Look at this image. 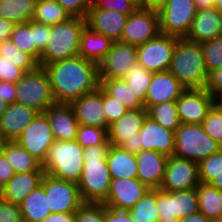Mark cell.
<instances>
[{
  "label": "cell",
  "mask_w": 222,
  "mask_h": 222,
  "mask_svg": "<svg viewBox=\"0 0 222 222\" xmlns=\"http://www.w3.org/2000/svg\"><path fill=\"white\" fill-rule=\"evenodd\" d=\"M55 141L49 120L44 113L38 116L21 132L16 142L41 163L49 147Z\"/></svg>",
  "instance_id": "4fadbf2b"
},
{
  "label": "cell",
  "mask_w": 222,
  "mask_h": 222,
  "mask_svg": "<svg viewBox=\"0 0 222 222\" xmlns=\"http://www.w3.org/2000/svg\"><path fill=\"white\" fill-rule=\"evenodd\" d=\"M120 147L127 150L130 153L137 154L142 150V146L139 141V132L135 134V137L125 140Z\"/></svg>",
  "instance_id": "94428289"
},
{
  "label": "cell",
  "mask_w": 222,
  "mask_h": 222,
  "mask_svg": "<svg viewBox=\"0 0 222 222\" xmlns=\"http://www.w3.org/2000/svg\"><path fill=\"white\" fill-rule=\"evenodd\" d=\"M41 183L48 198L51 213L76 212L83 204L78 184L44 174Z\"/></svg>",
  "instance_id": "8fae6325"
},
{
  "label": "cell",
  "mask_w": 222,
  "mask_h": 222,
  "mask_svg": "<svg viewBox=\"0 0 222 222\" xmlns=\"http://www.w3.org/2000/svg\"><path fill=\"white\" fill-rule=\"evenodd\" d=\"M15 23L11 20L0 17V43L10 40Z\"/></svg>",
  "instance_id": "91938a15"
},
{
  "label": "cell",
  "mask_w": 222,
  "mask_h": 222,
  "mask_svg": "<svg viewBox=\"0 0 222 222\" xmlns=\"http://www.w3.org/2000/svg\"><path fill=\"white\" fill-rule=\"evenodd\" d=\"M199 212L215 222L222 217V191L211 184L200 182L196 187Z\"/></svg>",
  "instance_id": "f546056e"
},
{
  "label": "cell",
  "mask_w": 222,
  "mask_h": 222,
  "mask_svg": "<svg viewBox=\"0 0 222 222\" xmlns=\"http://www.w3.org/2000/svg\"><path fill=\"white\" fill-rule=\"evenodd\" d=\"M41 222H75V212L51 213Z\"/></svg>",
  "instance_id": "680465c9"
},
{
  "label": "cell",
  "mask_w": 222,
  "mask_h": 222,
  "mask_svg": "<svg viewBox=\"0 0 222 222\" xmlns=\"http://www.w3.org/2000/svg\"><path fill=\"white\" fill-rule=\"evenodd\" d=\"M205 90L214 98L222 92V67L208 73Z\"/></svg>",
  "instance_id": "db71d44e"
},
{
  "label": "cell",
  "mask_w": 222,
  "mask_h": 222,
  "mask_svg": "<svg viewBox=\"0 0 222 222\" xmlns=\"http://www.w3.org/2000/svg\"><path fill=\"white\" fill-rule=\"evenodd\" d=\"M85 19L92 30L113 41H120L128 16L113 10L90 8Z\"/></svg>",
  "instance_id": "44dd1931"
},
{
  "label": "cell",
  "mask_w": 222,
  "mask_h": 222,
  "mask_svg": "<svg viewBox=\"0 0 222 222\" xmlns=\"http://www.w3.org/2000/svg\"><path fill=\"white\" fill-rule=\"evenodd\" d=\"M67 12L56 0L36 1L33 21L49 26L62 23L71 18Z\"/></svg>",
  "instance_id": "836d02e7"
},
{
  "label": "cell",
  "mask_w": 222,
  "mask_h": 222,
  "mask_svg": "<svg viewBox=\"0 0 222 222\" xmlns=\"http://www.w3.org/2000/svg\"><path fill=\"white\" fill-rule=\"evenodd\" d=\"M0 56L23 69L26 73L35 71L39 67L38 62L30 54L20 50L11 40H5L1 43Z\"/></svg>",
  "instance_id": "74e56055"
},
{
  "label": "cell",
  "mask_w": 222,
  "mask_h": 222,
  "mask_svg": "<svg viewBox=\"0 0 222 222\" xmlns=\"http://www.w3.org/2000/svg\"><path fill=\"white\" fill-rule=\"evenodd\" d=\"M215 222H222V217L219 220L215 221Z\"/></svg>",
  "instance_id": "753ad0ef"
},
{
  "label": "cell",
  "mask_w": 222,
  "mask_h": 222,
  "mask_svg": "<svg viewBox=\"0 0 222 222\" xmlns=\"http://www.w3.org/2000/svg\"><path fill=\"white\" fill-rule=\"evenodd\" d=\"M197 10L212 8L215 2H208V0H194Z\"/></svg>",
  "instance_id": "e7e4bbea"
},
{
  "label": "cell",
  "mask_w": 222,
  "mask_h": 222,
  "mask_svg": "<svg viewBox=\"0 0 222 222\" xmlns=\"http://www.w3.org/2000/svg\"><path fill=\"white\" fill-rule=\"evenodd\" d=\"M178 219L199 212L196 188L177 191Z\"/></svg>",
  "instance_id": "f6af8a7d"
},
{
  "label": "cell",
  "mask_w": 222,
  "mask_h": 222,
  "mask_svg": "<svg viewBox=\"0 0 222 222\" xmlns=\"http://www.w3.org/2000/svg\"><path fill=\"white\" fill-rule=\"evenodd\" d=\"M114 41L94 30L84 26L81 37L79 55L85 60L99 64L110 50Z\"/></svg>",
  "instance_id": "4316f807"
},
{
  "label": "cell",
  "mask_w": 222,
  "mask_h": 222,
  "mask_svg": "<svg viewBox=\"0 0 222 222\" xmlns=\"http://www.w3.org/2000/svg\"><path fill=\"white\" fill-rule=\"evenodd\" d=\"M214 7L222 14V0H216Z\"/></svg>",
  "instance_id": "2644e50d"
},
{
  "label": "cell",
  "mask_w": 222,
  "mask_h": 222,
  "mask_svg": "<svg viewBox=\"0 0 222 222\" xmlns=\"http://www.w3.org/2000/svg\"><path fill=\"white\" fill-rule=\"evenodd\" d=\"M44 69L59 104H71L100 86L98 64L80 55L47 64Z\"/></svg>",
  "instance_id": "6da1fadb"
},
{
  "label": "cell",
  "mask_w": 222,
  "mask_h": 222,
  "mask_svg": "<svg viewBox=\"0 0 222 222\" xmlns=\"http://www.w3.org/2000/svg\"><path fill=\"white\" fill-rule=\"evenodd\" d=\"M198 170L200 182L210 184L222 173V149L201 160L198 163Z\"/></svg>",
  "instance_id": "b9f144b4"
},
{
  "label": "cell",
  "mask_w": 222,
  "mask_h": 222,
  "mask_svg": "<svg viewBox=\"0 0 222 222\" xmlns=\"http://www.w3.org/2000/svg\"><path fill=\"white\" fill-rule=\"evenodd\" d=\"M26 72L9 62V60L0 57V81L16 83Z\"/></svg>",
  "instance_id": "f907efd6"
},
{
  "label": "cell",
  "mask_w": 222,
  "mask_h": 222,
  "mask_svg": "<svg viewBox=\"0 0 222 222\" xmlns=\"http://www.w3.org/2000/svg\"><path fill=\"white\" fill-rule=\"evenodd\" d=\"M100 87L111 97L118 100L128 109L145 108L144 102L133 93L123 78L99 79Z\"/></svg>",
  "instance_id": "1f68e13d"
},
{
  "label": "cell",
  "mask_w": 222,
  "mask_h": 222,
  "mask_svg": "<svg viewBox=\"0 0 222 222\" xmlns=\"http://www.w3.org/2000/svg\"><path fill=\"white\" fill-rule=\"evenodd\" d=\"M186 88L168 70L153 73L145 97V108L167 101H176Z\"/></svg>",
  "instance_id": "ffe728a7"
},
{
  "label": "cell",
  "mask_w": 222,
  "mask_h": 222,
  "mask_svg": "<svg viewBox=\"0 0 222 222\" xmlns=\"http://www.w3.org/2000/svg\"><path fill=\"white\" fill-rule=\"evenodd\" d=\"M148 190L138 178L112 179L103 203L113 209L128 211Z\"/></svg>",
  "instance_id": "2e32d148"
},
{
  "label": "cell",
  "mask_w": 222,
  "mask_h": 222,
  "mask_svg": "<svg viewBox=\"0 0 222 222\" xmlns=\"http://www.w3.org/2000/svg\"><path fill=\"white\" fill-rule=\"evenodd\" d=\"M201 125L205 133L222 146V108L215 104Z\"/></svg>",
  "instance_id": "ee69618b"
},
{
  "label": "cell",
  "mask_w": 222,
  "mask_h": 222,
  "mask_svg": "<svg viewBox=\"0 0 222 222\" xmlns=\"http://www.w3.org/2000/svg\"><path fill=\"white\" fill-rule=\"evenodd\" d=\"M44 174V171H29L14 174L0 189V198L6 202L20 205L41 184Z\"/></svg>",
  "instance_id": "d4e9b609"
},
{
  "label": "cell",
  "mask_w": 222,
  "mask_h": 222,
  "mask_svg": "<svg viewBox=\"0 0 222 222\" xmlns=\"http://www.w3.org/2000/svg\"><path fill=\"white\" fill-rule=\"evenodd\" d=\"M152 72H149L140 63L134 64L125 74L123 79L134 94L145 102V97L152 80Z\"/></svg>",
  "instance_id": "d590c367"
},
{
  "label": "cell",
  "mask_w": 222,
  "mask_h": 222,
  "mask_svg": "<svg viewBox=\"0 0 222 222\" xmlns=\"http://www.w3.org/2000/svg\"><path fill=\"white\" fill-rule=\"evenodd\" d=\"M36 0H0V17L15 24L26 23L33 19Z\"/></svg>",
  "instance_id": "d6a6232c"
},
{
  "label": "cell",
  "mask_w": 222,
  "mask_h": 222,
  "mask_svg": "<svg viewBox=\"0 0 222 222\" xmlns=\"http://www.w3.org/2000/svg\"><path fill=\"white\" fill-rule=\"evenodd\" d=\"M0 96L7 105L16 102V83L0 81Z\"/></svg>",
  "instance_id": "9f6ffc18"
},
{
  "label": "cell",
  "mask_w": 222,
  "mask_h": 222,
  "mask_svg": "<svg viewBox=\"0 0 222 222\" xmlns=\"http://www.w3.org/2000/svg\"><path fill=\"white\" fill-rule=\"evenodd\" d=\"M84 148L76 141L55 140L41 163L45 174L78 183L83 170Z\"/></svg>",
  "instance_id": "277c9868"
},
{
  "label": "cell",
  "mask_w": 222,
  "mask_h": 222,
  "mask_svg": "<svg viewBox=\"0 0 222 222\" xmlns=\"http://www.w3.org/2000/svg\"><path fill=\"white\" fill-rule=\"evenodd\" d=\"M133 2L138 8H141V0H130Z\"/></svg>",
  "instance_id": "8c879c8a"
},
{
  "label": "cell",
  "mask_w": 222,
  "mask_h": 222,
  "mask_svg": "<svg viewBox=\"0 0 222 222\" xmlns=\"http://www.w3.org/2000/svg\"><path fill=\"white\" fill-rule=\"evenodd\" d=\"M70 105L73 107L79 124L108 130L109 125L103 106V89L100 86L96 90L82 95Z\"/></svg>",
  "instance_id": "e0dca14e"
},
{
  "label": "cell",
  "mask_w": 222,
  "mask_h": 222,
  "mask_svg": "<svg viewBox=\"0 0 222 222\" xmlns=\"http://www.w3.org/2000/svg\"><path fill=\"white\" fill-rule=\"evenodd\" d=\"M181 124H202L215 105V98L205 88L185 89L176 100Z\"/></svg>",
  "instance_id": "7c38bea8"
},
{
  "label": "cell",
  "mask_w": 222,
  "mask_h": 222,
  "mask_svg": "<svg viewBox=\"0 0 222 222\" xmlns=\"http://www.w3.org/2000/svg\"><path fill=\"white\" fill-rule=\"evenodd\" d=\"M2 154L6 157L15 174L29 171H44L41 162L30 155L16 141H9Z\"/></svg>",
  "instance_id": "4dcf8cb0"
},
{
  "label": "cell",
  "mask_w": 222,
  "mask_h": 222,
  "mask_svg": "<svg viewBox=\"0 0 222 222\" xmlns=\"http://www.w3.org/2000/svg\"><path fill=\"white\" fill-rule=\"evenodd\" d=\"M147 116L146 108L128 109L118 121L109 125L108 141L111 145L120 146L125 140L135 137Z\"/></svg>",
  "instance_id": "484cf974"
},
{
  "label": "cell",
  "mask_w": 222,
  "mask_h": 222,
  "mask_svg": "<svg viewBox=\"0 0 222 222\" xmlns=\"http://www.w3.org/2000/svg\"><path fill=\"white\" fill-rule=\"evenodd\" d=\"M178 222H213L209 220L204 214L201 212H197L195 214H190L187 217L179 219Z\"/></svg>",
  "instance_id": "6125c7cd"
},
{
  "label": "cell",
  "mask_w": 222,
  "mask_h": 222,
  "mask_svg": "<svg viewBox=\"0 0 222 222\" xmlns=\"http://www.w3.org/2000/svg\"><path fill=\"white\" fill-rule=\"evenodd\" d=\"M43 113L49 120L55 140H75L79 123L70 104L56 103Z\"/></svg>",
  "instance_id": "7402d4cb"
},
{
  "label": "cell",
  "mask_w": 222,
  "mask_h": 222,
  "mask_svg": "<svg viewBox=\"0 0 222 222\" xmlns=\"http://www.w3.org/2000/svg\"><path fill=\"white\" fill-rule=\"evenodd\" d=\"M104 222H133V220L128 211L117 210L105 206Z\"/></svg>",
  "instance_id": "11a10c76"
},
{
  "label": "cell",
  "mask_w": 222,
  "mask_h": 222,
  "mask_svg": "<svg viewBox=\"0 0 222 222\" xmlns=\"http://www.w3.org/2000/svg\"><path fill=\"white\" fill-rule=\"evenodd\" d=\"M210 184L218 190L222 191V173L217 176Z\"/></svg>",
  "instance_id": "003e7915"
},
{
  "label": "cell",
  "mask_w": 222,
  "mask_h": 222,
  "mask_svg": "<svg viewBox=\"0 0 222 222\" xmlns=\"http://www.w3.org/2000/svg\"><path fill=\"white\" fill-rule=\"evenodd\" d=\"M75 140L83 147L99 146L108 140L106 128L79 124Z\"/></svg>",
  "instance_id": "60d3db41"
},
{
  "label": "cell",
  "mask_w": 222,
  "mask_h": 222,
  "mask_svg": "<svg viewBox=\"0 0 222 222\" xmlns=\"http://www.w3.org/2000/svg\"><path fill=\"white\" fill-rule=\"evenodd\" d=\"M15 172L7 161L6 157L0 155V189L13 177Z\"/></svg>",
  "instance_id": "6f0895ef"
},
{
  "label": "cell",
  "mask_w": 222,
  "mask_h": 222,
  "mask_svg": "<svg viewBox=\"0 0 222 222\" xmlns=\"http://www.w3.org/2000/svg\"><path fill=\"white\" fill-rule=\"evenodd\" d=\"M9 140L6 138V136L0 131V155L5 150V147Z\"/></svg>",
  "instance_id": "03108f58"
},
{
  "label": "cell",
  "mask_w": 222,
  "mask_h": 222,
  "mask_svg": "<svg viewBox=\"0 0 222 222\" xmlns=\"http://www.w3.org/2000/svg\"><path fill=\"white\" fill-rule=\"evenodd\" d=\"M160 33L158 10L137 7L128 16L120 41L138 46L157 37Z\"/></svg>",
  "instance_id": "30bf717a"
},
{
  "label": "cell",
  "mask_w": 222,
  "mask_h": 222,
  "mask_svg": "<svg viewBox=\"0 0 222 222\" xmlns=\"http://www.w3.org/2000/svg\"><path fill=\"white\" fill-rule=\"evenodd\" d=\"M103 106L108 125L118 121L128 110L126 106L103 90Z\"/></svg>",
  "instance_id": "7dc6e473"
},
{
  "label": "cell",
  "mask_w": 222,
  "mask_h": 222,
  "mask_svg": "<svg viewBox=\"0 0 222 222\" xmlns=\"http://www.w3.org/2000/svg\"><path fill=\"white\" fill-rule=\"evenodd\" d=\"M168 71L186 88H205L208 72L201 43L178 38Z\"/></svg>",
  "instance_id": "3957f363"
},
{
  "label": "cell",
  "mask_w": 222,
  "mask_h": 222,
  "mask_svg": "<svg viewBox=\"0 0 222 222\" xmlns=\"http://www.w3.org/2000/svg\"><path fill=\"white\" fill-rule=\"evenodd\" d=\"M106 160L111 179L137 178V159L134 153L111 145Z\"/></svg>",
  "instance_id": "83f0119b"
},
{
  "label": "cell",
  "mask_w": 222,
  "mask_h": 222,
  "mask_svg": "<svg viewBox=\"0 0 222 222\" xmlns=\"http://www.w3.org/2000/svg\"><path fill=\"white\" fill-rule=\"evenodd\" d=\"M110 146L107 140L102 145L83 150L84 165L77 183L83 203H103L107 199L112 180L106 160Z\"/></svg>",
  "instance_id": "7a4b0ae2"
},
{
  "label": "cell",
  "mask_w": 222,
  "mask_h": 222,
  "mask_svg": "<svg viewBox=\"0 0 222 222\" xmlns=\"http://www.w3.org/2000/svg\"><path fill=\"white\" fill-rule=\"evenodd\" d=\"M200 183L198 163L189 159L169 156L160 189L179 191L196 188Z\"/></svg>",
  "instance_id": "5bb4252c"
},
{
  "label": "cell",
  "mask_w": 222,
  "mask_h": 222,
  "mask_svg": "<svg viewBox=\"0 0 222 222\" xmlns=\"http://www.w3.org/2000/svg\"><path fill=\"white\" fill-rule=\"evenodd\" d=\"M7 107V104L5 103V100L0 96V117L5 112Z\"/></svg>",
  "instance_id": "a7ac6f4b"
},
{
  "label": "cell",
  "mask_w": 222,
  "mask_h": 222,
  "mask_svg": "<svg viewBox=\"0 0 222 222\" xmlns=\"http://www.w3.org/2000/svg\"><path fill=\"white\" fill-rule=\"evenodd\" d=\"M139 141L142 146V150L157 151L168 157L174 155V131L162 127L148 116L139 131Z\"/></svg>",
  "instance_id": "ac0fdd59"
},
{
  "label": "cell",
  "mask_w": 222,
  "mask_h": 222,
  "mask_svg": "<svg viewBox=\"0 0 222 222\" xmlns=\"http://www.w3.org/2000/svg\"><path fill=\"white\" fill-rule=\"evenodd\" d=\"M42 183L36 187L20 204L24 222H41L51 214Z\"/></svg>",
  "instance_id": "f1b7e54d"
},
{
  "label": "cell",
  "mask_w": 222,
  "mask_h": 222,
  "mask_svg": "<svg viewBox=\"0 0 222 222\" xmlns=\"http://www.w3.org/2000/svg\"><path fill=\"white\" fill-rule=\"evenodd\" d=\"M104 203H83L75 212V222H104Z\"/></svg>",
  "instance_id": "bcb514c9"
},
{
  "label": "cell",
  "mask_w": 222,
  "mask_h": 222,
  "mask_svg": "<svg viewBox=\"0 0 222 222\" xmlns=\"http://www.w3.org/2000/svg\"><path fill=\"white\" fill-rule=\"evenodd\" d=\"M16 102L32 107L40 113L56 104L50 78L43 67L26 73L16 82Z\"/></svg>",
  "instance_id": "52a82bcc"
},
{
  "label": "cell",
  "mask_w": 222,
  "mask_h": 222,
  "mask_svg": "<svg viewBox=\"0 0 222 222\" xmlns=\"http://www.w3.org/2000/svg\"><path fill=\"white\" fill-rule=\"evenodd\" d=\"M166 0H141V8L159 10Z\"/></svg>",
  "instance_id": "be15d7a7"
},
{
  "label": "cell",
  "mask_w": 222,
  "mask_h": 222,
  "mask_svg": "<svg viewBox=\"0 0 222 222\" xmlns=\"http://www.w3.org/2000/svg\"><path fill=\"white\" fill-rule=\"evenodd\" d=\"M128 212L133 222H159L156 206V189H149Z\"/></svg>",
  "instance_id": "e575fe53"
},
{
  "label": "cell",
  "mask_w": 222,
  "mask_h": 222,
  "mask_svg": "<svg viewBox=\"0 0 222 222\" xmlns=\"http://www.w3.org/2000/svg\"><path fill=\"white\" fill-rule=\"evenodd\" d=\"M90 8L113 10L129 16L137 6L130 0H92Z\"/></svg>",
  "instance_id": "c3c4849f"
},
{
  "label": "cell",
  "mask_w": 222,
  "mask_h": 222,
  "mask_svg": "<svg viewBox=\"0 0 222 222\" xmlns=\"http://www.w3.org/2000/svg\"><path fill=\"white\" fill-rule=\"evenodd\" d=\"M86 19L72 16L67 21L51 26V33L46 48L41 53L39 67L55 61L79 55L81 32Z\"/></svg>",
  "instance_id": "5b68a950"
},
{
  "label": "cell",
  "mask_w": 222,
  "mask_h": 222,
  "mask_svg": "<svg viewBox=\"0 0 222 222\" xmlns=\"http://www.w3.org/2000/svg\"><path fill=\"white\" fill-rule=\"evenodd\" d=\"M222 35V14L215 8L197 10L186 39L198 43Z\"/></svg>",
  "instance_id": "cb8c5ba5"
},
{
  "label": "cell",
  "mask_w": 222,
  "mask_h": 222,
  "mask_svg": "<svg viewBox=\"0 0 222 222\" xmlns=\"http://www.w3.org/2000/svg\"><path fill=\"white\" fill-rule=\"evenodd\" d=\"M10 40L35 59V21L15 24Z\"/></svg>",
  "instance_id": "f35d334b"
},
{
  "label": "cell",
  "mask_w": 222,
  "mask_h": 222,
  "mask_svg": "<svg viewBox=\"0 0 222 222\" xmlns=\"http://www.w3.org/2000/svg\"><path fill=\"white\" fill-rule=\"evenodd\" d=\"M215 104L222 108V92L215 97Z\"/></svg>",
  "instance_id": "89a4df30"
},
{
  "label": "cell",
  "mask_w": 222,
  "mask_h": 222,
  "mask_svg": "<svg viewBox=\"0 0 222 222\" xmlns=\"http://www.w3.org/2000/svg\"><path fill=\"white\" fill-rule=\"evenodd\" d=\"M39 113L36 109L17 102L7 105L0 117V131L9 141H16Z\"/></svg>",
  "instance_id": "603a6c76"
},
{
  "label": "cell",
  "mask_w": 222,
  "mask_h": 222,
  "mask_svg": "<svg viewBox=\"0 0 222 222\" xmlns=\"http://www.w3.org/2000/svg\"><path fill=\"white\" fill-rule=\"evenodd\" d=\"M0 222H24L20 205L6 202L0 198Z\"/></svg>",
  "instance_id": "f5cc1de1"
},
{
  "label": "cell",
  "mask_w": 222,
  "mask_h": 222,
  "mask_svg": "<svg viewBox=\"0 0 222 222\" xmlns=\"http://www.w3.org/2000/svg\"><path fill=\"white\" fill-rule=\"evenodd\" d=\"M71 16L86 18L92 0H56Z\"/></svg>",
  "instance_id": "681fc988"
},
{
  "label": "cell",
  "mask_w": 222,
  "mask_h": 222,
  "mask_svg": "<svg viewBox=\"0 0 222 222\" xmlns=\"http://www.w3.org/2000/svg\"><path fill=\"white\" fill-rule=\"evenodd\" d=\"M148 117L160 124L162 127L176 131L181 124L177 113L176 101H167L154 105L148 110Z\"/></svg>",
  "instance_id": "8d00e7d4"
},
{
  "label": "cell",
  "mask_w": 222,
  "mask_h": 222,
  "mask_svg": "<svg viewBox=\"0 0 222 222\" xmlns=\"http://www.w3.org/2000/svg\"><path fill=\"white\" fill-rule=\"evenodd\" d=\"M156 206L159 222H178L177 191L156 189Z\"/></svg>",
  "instance_id": "ab89813d"
},
{
  "label": "cell",
  "mask_w": 222,
  "mask_h": 222,
  "mask_svg": "<svg viewBox=\"0 0 222 222\" xmlns=\"http://www.w3.org/2000/svg\"><path fill=\"white\" fill-rule=\"evenodd\" d=\"M137 62V46L114 41L104 59L98 64L99 79L123 78Z\"/></svg>",
  "instance_id": "9a60e30c"
},
{
  "label": "cell",
  "mask_w": 222,
  "mask_h": 222,
  "mask_svg": "<svg viewBox=\"0 0 222 222\" xmlns=\"http://www.w3.org/2000/svg\"><path fill=\"white\" fill-rule=\"evenodd\" d=\"M137 178L149 189H159L163 183L168 156L153 150L135 154Z\"/></svg>",
  "instance_id": "d6986e66"
},
{
  "label": "cell",
  "mask_w": 222,
  "mask_h": 222,
  "mask_svg": "<svg viewBox=\"0 0 222 222\" xmlns=\"http://www.w3.org/2000/svg\"><path fill=\"white\" fill-rule=\"evenodd\" d=\"M158 13L161 33L184 38L190 31L197 8L194 0H166Z\"/></svg>",
  "instance_id": "ba28073f"
},
{
  "label": "cell",
  "mask_w": 222,
  "mask_h": 222,
  "mask_svg": "<svg viewBox=\"0 0 222 222\" xmlns=\"http://www.w3.org/2000/svg\"><path fill=\"white\" fill-rule=\"evenodd\" d=\"M207 72L222 67V35L201 43Z\"/></svg>",
  "instance_id": "7bdbcfd3"
},
{
  "label": "cell",
  "mask_w": 222,
  "mask_h": 222,
  "mask_svg": "<svg viewBox=\"0 0 222 222\" xmlns=\"http://www.w3.org/2000/svg\"><path fill=\"white\" fill-rule=\"evenodd\" d=\"M51 26L35 22V60L39 64L41 53L50 38Z\"/></svg>",
  "instance_id": "816d5d0a"
},
{
  "label": "cell",
  "mask_w": 222,
  "mask_h": 222,
  "mask_svg": "<svg viewBox=\"0 0 222 222\" xmlns=\"http://www.w3.org/2000/svg\"><path fill=\"white\" fill-rule=\"evenodd\" d=\"M179 37L160 33L157 37L137 46V60L149 72L167 71Z\"/></svg>",
  "instance_id": "9c48e42d"
},
{
  "label": "cell",
  "mask_w": 222,
  "mask_h": 222,
  "mask_svg": "<svg viewBox=\"0 0 222 222\" xmlns=\"http://www.w3.org/2000/svg\"><path fill=\"white\" fill-rule=\"evenodd\" d=\"M174 133L176 157L199 163L222 149L205 133L201 124H180Z\"/></svg>",
  "instance_id": "8992f818"
}]
</instances>
